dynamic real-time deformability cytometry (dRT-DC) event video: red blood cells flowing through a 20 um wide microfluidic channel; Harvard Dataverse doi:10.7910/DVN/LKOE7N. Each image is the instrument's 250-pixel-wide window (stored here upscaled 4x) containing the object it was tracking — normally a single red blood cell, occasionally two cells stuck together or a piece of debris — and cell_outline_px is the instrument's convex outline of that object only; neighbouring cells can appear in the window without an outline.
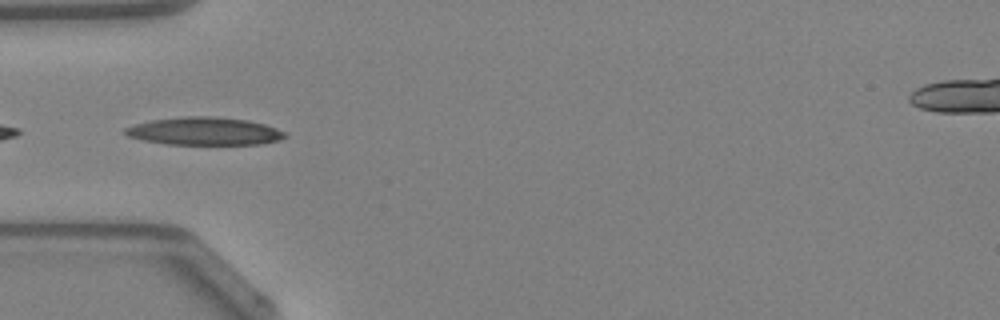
{"species": "Egyptian fruit bat (a non-hibernating species)", "species_latin": "Rousettus aegyptiacus", "temperature_condition": "warm", "stored_images_in_passage": 8, "camera_frame_rate_fps": 3000, "um_per_image_px": 0.085, "animal": {"sex": "female"}, "frame": {"image": 1, "passage_image": 6, "time_ms": 1.667, "image_size_px": [1000, 320], "cell_outline_px": [[288, 136], [276, 140], [260, 144], [168, 144], [144, 140], [128, 136], [124, 132], [124, 128], [136, 124], [152, 120], [184, 116], [208, 116], [248, 120], [264, 124], [276, 128], [284, 132]], "centroid_in_image_um": [17.37, 11.15], "position_along_channel_um": 67.6, "area_um2": 25.61}}